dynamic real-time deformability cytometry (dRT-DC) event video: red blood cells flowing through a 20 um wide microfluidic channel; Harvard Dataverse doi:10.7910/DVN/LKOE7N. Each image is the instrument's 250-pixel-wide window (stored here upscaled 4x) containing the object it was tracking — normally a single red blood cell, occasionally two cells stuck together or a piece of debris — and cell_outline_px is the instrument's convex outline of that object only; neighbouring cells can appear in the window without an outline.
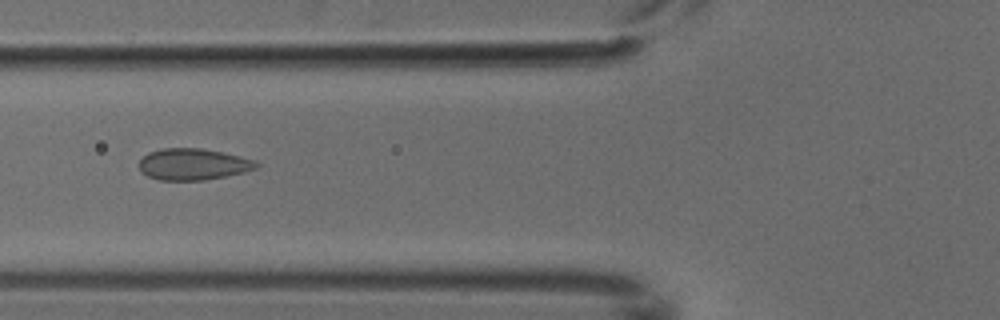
{"species": "common noctule bat (a hibernating species)", "species_latin": "Nyctalus noctula", "temperature_condition": "cold", "stored_images_in_passage": 6, "camera_frame_rate_fps": 3000, "um_per_image_px": 0.085, "animal": {"sex": "male", "body_mass_g": 18.8}, "frame": {"image": 1, "passage_image": 5, "time_ms": 1.333, "image_size_px": [1000, 320], "cell_outline_px": [[260, 164], [256, 168], [244, 172], [204, 180], [160, 180], [148, 176], [140, 172], [136, 164], [148, 152], [164, 148], [200, 148], [220, 152], [256, 160]], "centroid_in_image_um": [16.36, 13.96], "position_along_channel_um": 109.4, "area_um2": 21.5}}
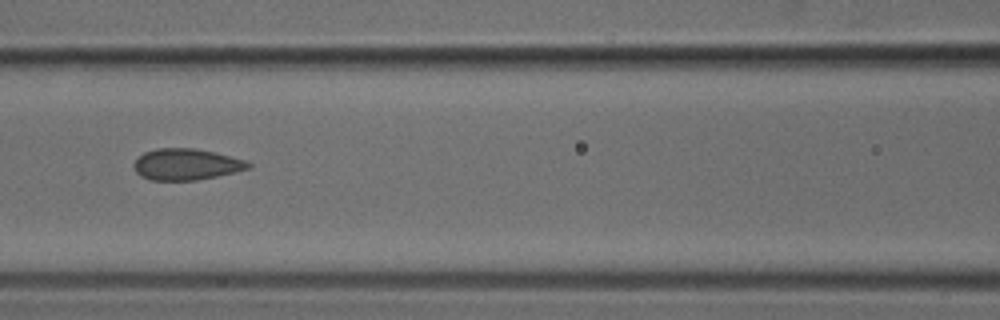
{"frame": {"image": 2, "passage_image": 6, "time_ms": 1.667, "image_size_px": [1000, 320], "cell_outline_px": [[252, 168], [216, 176], [196, 180], [152, 180], [140, 176], [136, 172], [132, 164], [144, 152], [156, 148], [192, 148], [216, 152], [248, 160], [252, 164]], "centroid_in_image_um": [15.86, 13.96], "position_along_channel_um": 150.7, "area_um2": 21.04}}